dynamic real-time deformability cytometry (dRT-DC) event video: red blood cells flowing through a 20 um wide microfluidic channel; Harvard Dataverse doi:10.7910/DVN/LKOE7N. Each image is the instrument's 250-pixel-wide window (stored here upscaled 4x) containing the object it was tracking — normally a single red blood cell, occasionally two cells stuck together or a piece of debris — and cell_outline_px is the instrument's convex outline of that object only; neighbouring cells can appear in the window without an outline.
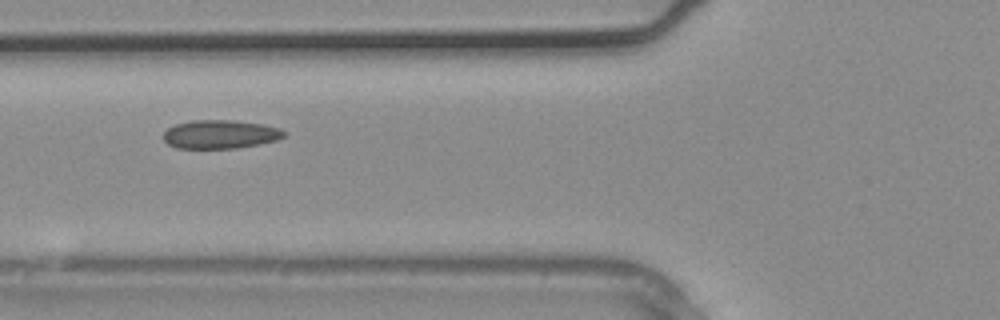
{"species": "common noctule bat (a hibernating species)", "species_latin": "Nyctalus noctula", "temperature_condition": "warm", "stored_images_in_passage": 3, "camera_frame_rate_fps": 3000, "um_per_image_px": 0.085, "animal": {"sex": "male", "body_mass_g": 20.4}, "frame": {"image": 1, "passage_image": 3, "time_ms": 0.667, "image_size_px": [1000, 320], "cell_outline_px": [[284, 136], [276, 140], [260, 144], [236, 148], [176, 148], [168, 144], [164, 140], [164, 132], [168, 128], [176, 124], [192, 120], [232, 120], [264, 124], [280, 128], [284, 132]], "centroid_in_image_um": [18.72, 11.41], "position_along_channel_um": 107.1, "area_um2": 20.06}}